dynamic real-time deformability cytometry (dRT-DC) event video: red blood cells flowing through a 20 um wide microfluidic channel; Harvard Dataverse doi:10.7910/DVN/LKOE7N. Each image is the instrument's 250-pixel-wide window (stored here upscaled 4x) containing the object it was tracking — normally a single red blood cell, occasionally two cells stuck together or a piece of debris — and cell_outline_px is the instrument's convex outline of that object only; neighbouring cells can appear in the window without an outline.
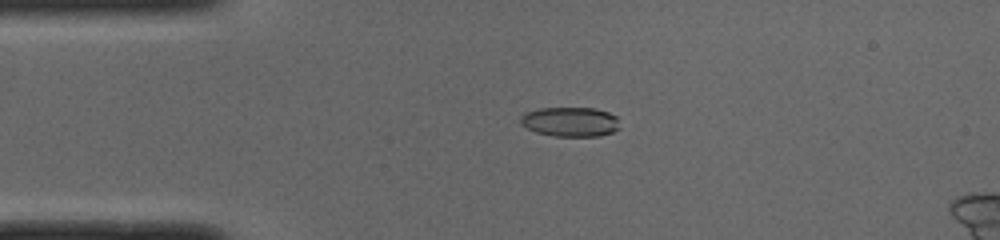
{"species": "common noctule bat (a hibernating species)", "species_latin": "Nyctalus noctula", "temperature_condition": "cold", "stored_images_in_passage": 50, "camera_frame_rate_fps": 3000, "um_per_image_px": 0.085, "animal": {"sex": "male", "body_mass_g": 19.0, "forearm_length_mm": 50.8}, "frame": {"image": 1, "passage_image": 11, "time_ms": 3.333, "image_size_px": [1000, 240], "cell_outline_px": [[620, 128], [612, 132], [600, 136], [552, 136], [536, 132], [520, 124], [520, 116], [524, 112], [540, 108], [596, 108], [608, 112], [616, 116]], "centroid_in_image_um": [48.46, 10.35], "position_along_channel_um": 36.5, "area_um2": 17.22}}
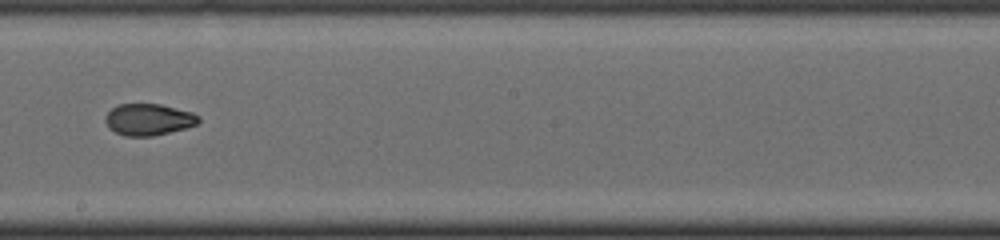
{"frame": {"image": 2, "passage_image": 28, "time_ms": 9.0, "image_size_px": [1000, 240], "cell_outline_px": [[200, 120], [196, 124], [184, 128], [152, 136], [124, 136], [108, 128], [104, 120], [104, 116], [112, 108], [120, 104], [160, 104], [192, 112], [200, 116]], "centroid_in_image_um": [12.59, 10.15], "position_along_channel_um": 235.6, "area_um2": 17.11}}
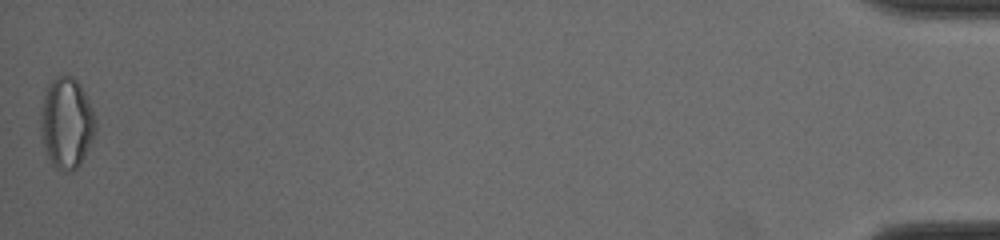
{"frame": {"image": 3, "passage_image": 50, "time_ms": 16.333, "image_size_px": [1000, 240], "cell_outline_px": [[96, 132], [80, 164], [76, 168], [68, 172], [64, 172], [56, 168], [52, 164], [44, 152], [40, 136], [40, 112], [44, 96], [48, 84], [56, 76], [68, 72], [80, 84], [92, 108], [96, 120]], "centroid_in_image_um": [5.63, 10.45], "position_along_channel_um": 429.6, "area_um2": 29.59}, "authors_computed_cell_mechanics": {"area_um2": 17.5134, "velocity_mm_per_s": 4.004, "shape_relaxation_time_tau1_ms": null, "shape_relaxation_time_tau2_ms": 2.4659, "deformation_change_tau1": null, "deformation_change_tau2": 0.0694}}